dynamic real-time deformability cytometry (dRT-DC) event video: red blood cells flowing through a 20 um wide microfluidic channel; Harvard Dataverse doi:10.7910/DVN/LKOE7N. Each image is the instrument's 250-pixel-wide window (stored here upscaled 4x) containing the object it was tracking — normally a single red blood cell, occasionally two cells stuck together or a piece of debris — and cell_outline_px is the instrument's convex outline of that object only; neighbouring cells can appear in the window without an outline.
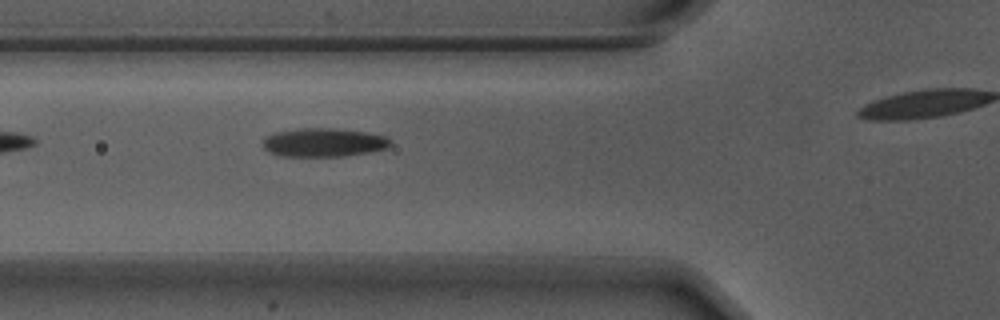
{"species": "Egyptian fruit bat (a non-hibernating species)", "species_latin": "Rousettus aegyptiacus", "temperature_condition": "warm", "stored_images_in_passage": 10, "camera_frame_rate_fps": 3000, "um_per_image_px": 0.085, "animal": {"sex": "male"}, "frame": {"image": 1, "passage_image": 4, "time_ms": 1.0, "image_size_px": [1000, 320], "cell_outline_px": [[392, 144], [388, 148], [368, 152], [344, 156], [280, 156], [264, 148], [264, 140], [268, 136], [276, 132], [300, 128], [336, 128], [364, 132], [384, 136], [392, 140]], "centroid_in_image_um": [27.56, 12.11], "position_along_channel_um": 98.2, "area_um2": 21.1}}
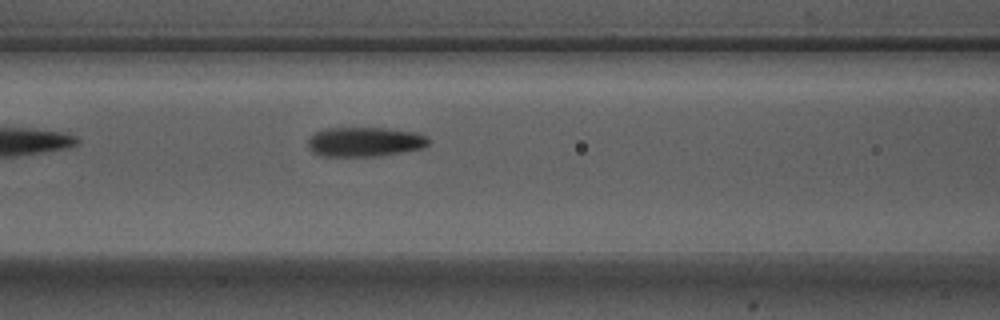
{"frame": {"image": 2, "passage_image": 7, "time_ms": 2.0, "image_size_px": [1000, 320], "cell_outline_px": [[428, 144], [424, 148], [380, 156], [320, 156], [312, 152], [308, 148], [308, 140], [316, 132], [324, 128], [384, 128], [416, 132], [424, 136], [428, 140]], "centroid_in_image_um": [30.98, 12.06], "position_along_channel_um": 135.6, "area_um2": 20.75}}